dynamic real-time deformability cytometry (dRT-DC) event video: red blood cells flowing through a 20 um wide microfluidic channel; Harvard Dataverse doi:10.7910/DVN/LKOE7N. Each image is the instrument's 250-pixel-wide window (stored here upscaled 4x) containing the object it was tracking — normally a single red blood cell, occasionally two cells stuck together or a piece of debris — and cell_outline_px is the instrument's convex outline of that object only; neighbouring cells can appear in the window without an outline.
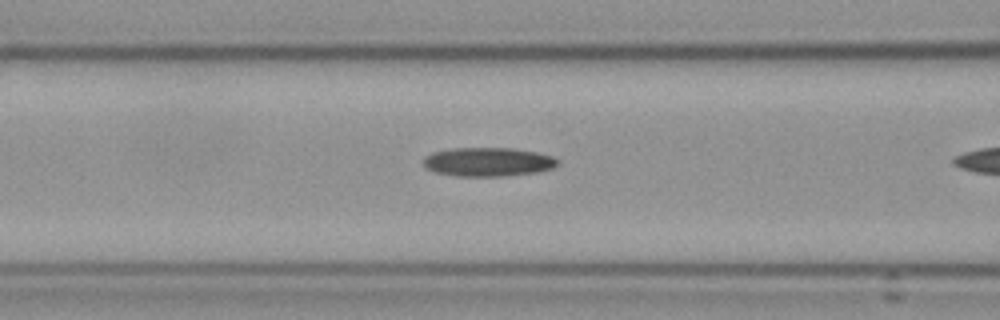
{"species": "Egyptian fruit bat (a non-hibernating species)", "species_latin": "Rousettus aegyptiacus", "temperature_condition": "cold", "stored_images_in_passage": 10, "camera_frame_rate_fps": 3000, "um_per_image_px": 0.085, "frame": {"image": 1, "passage_image": 9, "time_ms": 2.667, "image_size_px": [1000, 320], "cell_outline_px": [[560, 164], [552, 168], [536, 172], [500, 176], [456, 176], [436, 172], [424, 168], [424, 156], [432, 152], [452, 148], [512, 148], [536, 152], [552, 156]], "centroid_in_image_um": [41.44, 13.76], "position_along_channel_um": 125.2, "area_um2": 22.54}}